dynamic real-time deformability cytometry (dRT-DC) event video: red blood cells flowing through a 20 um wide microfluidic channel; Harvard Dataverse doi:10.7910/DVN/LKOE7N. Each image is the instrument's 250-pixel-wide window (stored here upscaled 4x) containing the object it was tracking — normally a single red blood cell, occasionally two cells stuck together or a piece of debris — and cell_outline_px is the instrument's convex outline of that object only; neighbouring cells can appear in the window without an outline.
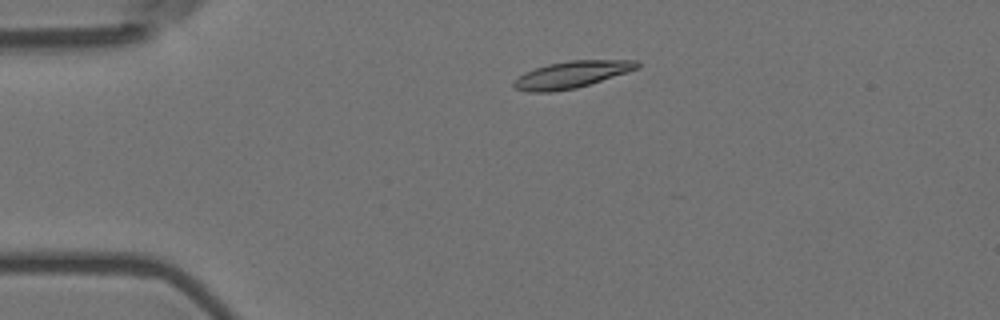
{"species": "Egyptian fruit bat (a non-hibernating species)", "species_latin": "Rousettus aegyptiacus", "temperature_condition": "room temperature", "stored_images_in_passage": 3, "camera_frame_rate_fps": 3000, "um_per_image_px": 0.085, "animal": {"sex": "female"}, "frame": {"image": 1, "passage_image": 2, "time_ms": 0.333, "image_size_px": [1000, 320], "cell_outline_px": [[640, 68], [628, 72], [576, 88], [552, 92], [528, 92], [516, 88], [512, 84], [524, 72], [548, 64], [568, 60], [636, 60], [640, 64]], "centroid_in_image_um": [48.61, 6.33], "position_along_channel_um": 36.4, "area_um2": 19.19}}